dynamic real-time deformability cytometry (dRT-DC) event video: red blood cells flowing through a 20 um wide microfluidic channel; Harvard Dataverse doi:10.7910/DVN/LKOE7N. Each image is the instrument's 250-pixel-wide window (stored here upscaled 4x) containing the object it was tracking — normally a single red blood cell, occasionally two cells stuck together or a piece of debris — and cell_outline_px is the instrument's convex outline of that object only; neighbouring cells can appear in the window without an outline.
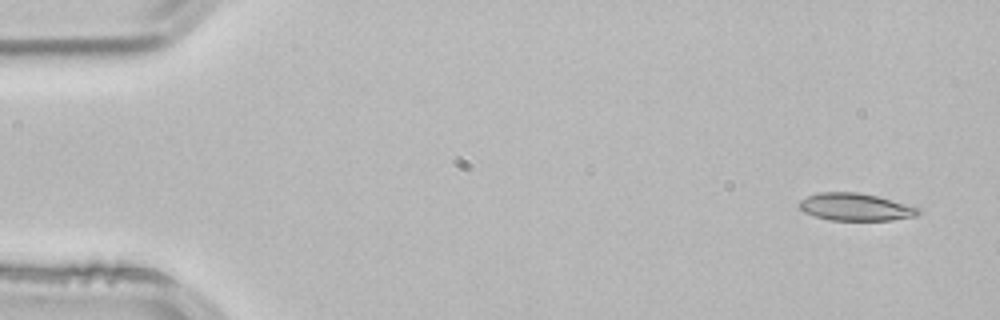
{"species": "common noctule bat (a hibernating species)", "species_latin": "Nyctalus noctula", "temperature_condition": "room temperature", "stored_images_in_passage": 4, "camera_frame_rate_fps": 3000, "um_per_image_px": 0.085, "animal": {"sex": "male", "body_mass_g": 21.5, "forearm_length_mm": 52.0}, "frame": {"image": 1, "passage_image": 1, "time_ms": 0.0, "image_size_px": [1000, 320], "cell_outline_px": [[920, 212], [916, 216], [892, 220], [828, 220], [804, 212], [796, 204], [800, 200], [808, 196], [820, 192], [856, 192], [876, 196], [920, 208]], "centroid_in_image_um": [72.68, 17.6], "position_along_channel_um": 12.3, "area_um2": 18.9}}
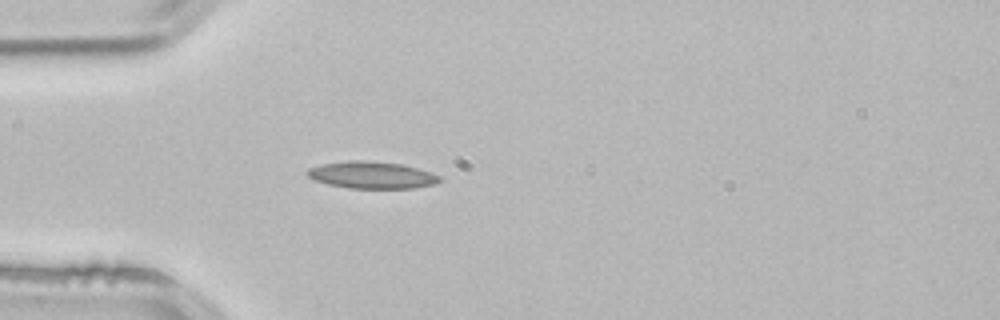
{"frame": {"image": 2, "passage_image": 4, "time_ms": 1.0, "image_size_px": [1000, 320], "cell_outline_px": [[440, 180], [432, 184], [412, 188], [348, 188], [328, 184], [316, 180], [308, 176], [304, 172], [308, 168], [320, 164], [352, 160], [364, 160], [400, 164], [416, 168], [440, 176]], "centroid_in_image_um": [31.52, 14.87], "position_along_channel_um": 53.5, "area_um2": 20.52}}